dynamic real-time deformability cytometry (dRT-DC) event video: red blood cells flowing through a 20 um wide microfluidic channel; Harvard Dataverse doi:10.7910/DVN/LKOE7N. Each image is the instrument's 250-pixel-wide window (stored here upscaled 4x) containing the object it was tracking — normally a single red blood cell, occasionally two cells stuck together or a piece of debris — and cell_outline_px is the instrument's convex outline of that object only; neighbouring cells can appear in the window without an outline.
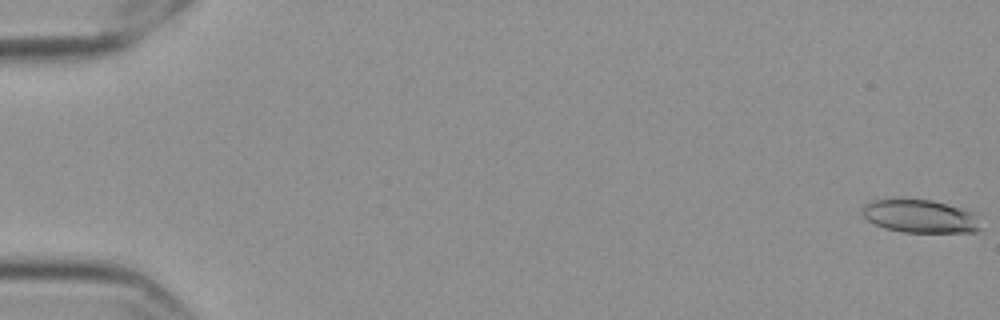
{"species": "Egyptian fruit bat (a non-hibernating species)", "species_latin": "Rousettus aegyptiacus", "temperature_condition": "cold", "stored_images_in_passage": 58, "camera_frame_rate_fps": 3000, "um_per_image_px": 0.085, "frame": {"image": 1, "passage_image": 1, "time_ms": 0.0, "image_size_px": [1000, 320], "cell_outline_px": [[980, 232], [904, 232], [884, 228], [868, 220], [860, 212], [860, 208], [864, 204], [872, 200], [932, 200], [968, 212], [972, 216], [980, 228]], "centroid_in_image_um": [78.09, 18.4], "position_along_channel_um": 6.9, "area_um2": 22.08}}
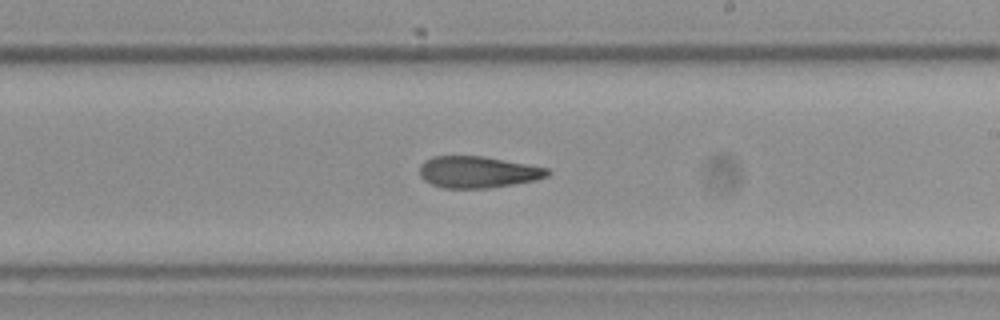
{"frame": {"image": 2, "passage_image": 35, "time_ms": 11.333, "image_size_px": [1000, 320], "cell_outline_px": [[552, 172], [548, 176], [536, 180], [488, 188], [444, 188], [432, 184], [424, 180], [420, 176], [420, 164], [424, 160], [432, 156], [484, 156], [548, 168]], "centroid_in_image_um": [40.61, 14.62], "position_along_channel_um": 248.4, "area_um2": 23.58}}
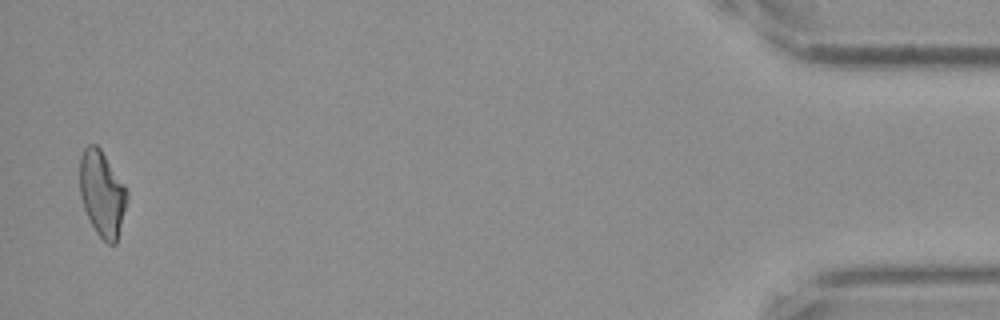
{"frame": {"image": 3, "passage_image": 57, "time_ms": 18.667, "image_size_px": [1000, 320], "cell_outline_px": [[128, 196], [116, 244], [108, 244], [96, 232], [84, 208], [80, 196], [80, 156], [84, 148], [88, 144], [96, 144], [100, 148], [124, 184], [128, 192]], "centroid_in_image_um": [8.67, 16.43], "position_along_channel_um": 426.5, "area_um2": 23.35}, "authors_computed_cell_mechanics": {"area_um2": 23.6691, "velocity_mm_per_s": 3.5685, "shape_relaxation_time_tau1_ms": null, "shape_relaxation_time_tau2_ms": 10.7749, "deformation_change_tau1": null, "deformation_change_tau2": 0.2352}}